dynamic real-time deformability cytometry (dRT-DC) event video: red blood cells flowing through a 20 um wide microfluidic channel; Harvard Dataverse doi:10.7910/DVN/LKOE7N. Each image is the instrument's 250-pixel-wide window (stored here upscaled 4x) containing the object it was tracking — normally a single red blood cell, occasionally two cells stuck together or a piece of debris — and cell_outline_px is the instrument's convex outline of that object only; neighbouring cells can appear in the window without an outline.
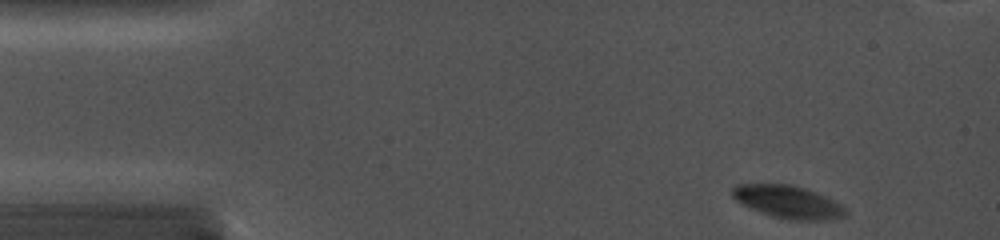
{"species": "common noctule bat (a hibernating species)", "species_latin": "Nyctalus noctula", "temperature_condition": "cold", "stored_images_in_passage": 58, "camera_frame_rate_fps": 5000, "um_per_image_px": 0.085, "animal": {"sex": "female", "body_mass_g": 19.0, "forearm_length_mm": 56.7}, "frame": {"image": 1, "passage_image": 1, "time_ms": 0.0, "image_size_px": [1000, 240], "cell_outline_px": [[848, 212], [844, 216], [828, 220], [788, 220], [772, 216], [760, 212], [736, 200], [732, 196], [732, 188], [736, 184], [792, 184], [804, 188], [824, 196], [840, 204]], "centroid_in_image_um": [66.97, 17.16], "position_along_channel_um": 18.0, "area_um2": 21.33}}
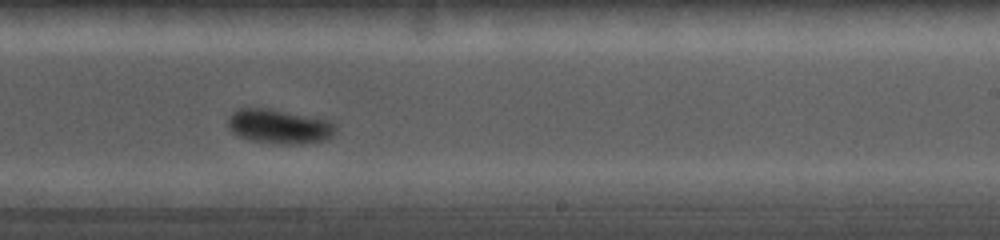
{"frame": {"image": 2, "passage_image": 31, "time_ms": 8.6, "image_size_px": [1000, 240], "cell_outline_px": [[336, 132], [332, 136], [324, 140], [304, 144], [276, 144], [252, 140], [236, 136], [228, 128], [228, 120], [232, 112], [240, 108], [268, 108], [332, 120], [336, 128]], "centroid_in_image_um": [23.74, 10.75], "position_along_channel_um": 265.3, "area_um2": 21.85}}
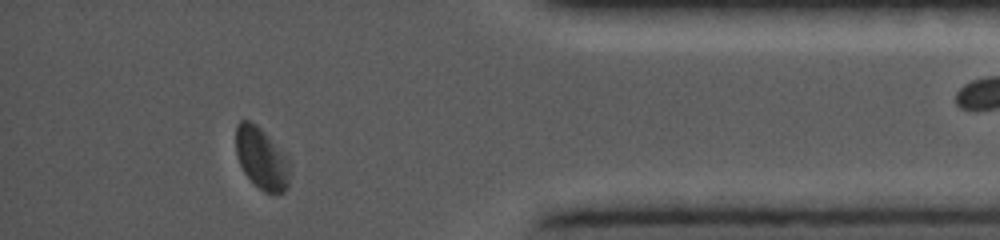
{"frame": {"image": 3, "passage_image": 52, "time_ms": 12.8, "image_size_px": [1000, 240], "cell_outline_px": [[288, 188], [284, 192], [264, 192], [244, 172], [240, 164], [236, 152], [236, 124], [240, 120], [248, 120], [256, 124], [260, 128], [288, 160]], "centroid_in_image_um": [22.19, 13.44], "position_along_channel_um": 413.0, "area_um2": 18.67}}